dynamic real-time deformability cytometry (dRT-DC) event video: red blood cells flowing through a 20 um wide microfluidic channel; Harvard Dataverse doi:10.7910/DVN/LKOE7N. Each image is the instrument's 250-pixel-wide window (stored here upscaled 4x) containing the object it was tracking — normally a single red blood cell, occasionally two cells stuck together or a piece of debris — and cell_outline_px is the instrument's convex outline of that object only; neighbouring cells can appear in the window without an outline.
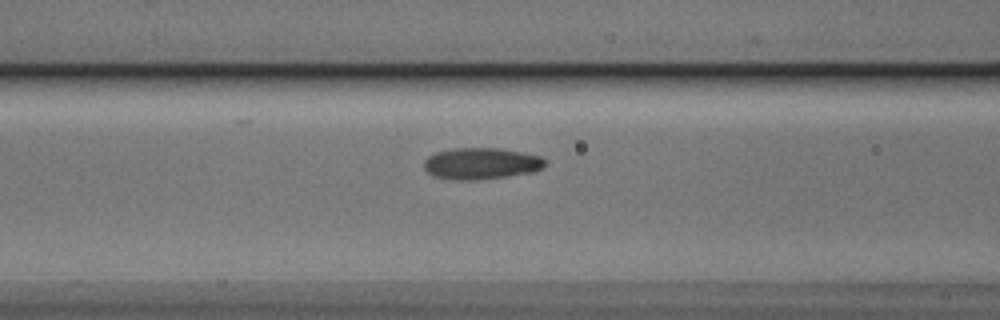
{"species": "Egyptian fruit bat (a non-hibernating species)", "species_latin": "Rousettus aegyptiacus", "temperature_condition": "cold", "stored_images_in_passage": 38, "camera_frame_rate_fps": 3000, "um_per_image_px": 0.085, "animal": {"sex": "male"}, "frame": {"image": 1, "passage_image": 9, "time_ms": 2.667, "image_size_px": [1000, 320], "cell_outline_px": [[548, 164], [532, 172], [508, 176], [476, 180], [456, 180], [436, 176], [428, 172], [424, 168], [424, 160], [428, 156], [436, 152], [452, 148], [496, 148], [520, 152], [540, 156]], "centroid_in_image_um": [40.88, 13.9], "position_along_channel_um": 125.7, "area_um2": 22.08}}
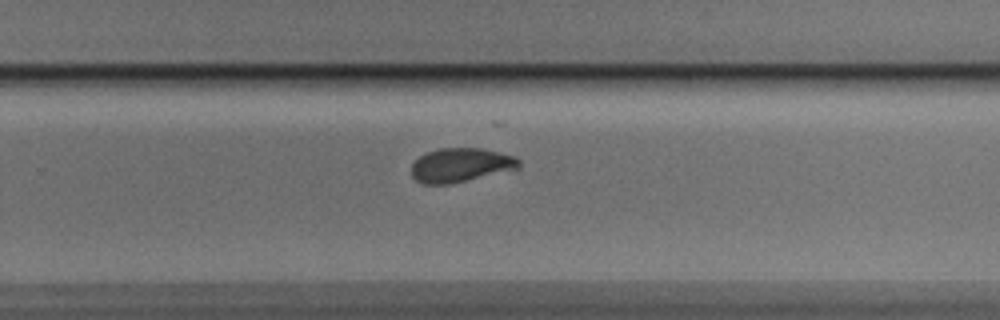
{"frame": {"image": 2, "passage_image": 22, "time_ms": 7.0, "image_size_px": [1000, 320], "cell_outline_px": [[520, 168], [448, 184], [424, 184], [416, 180], [412, 176], [412, 164], [420, 156], [428, 152], [440, 148], [480, 148], [516, 156], [520, 160]], "centroid_in_image_um": [39.17, 14.02], "position_along_channel_um": 290.6, "area_um2": 21.1}}
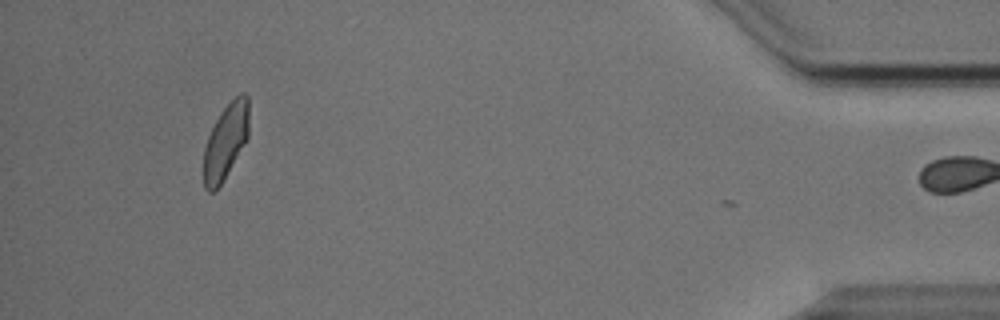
{"frame": {"image": 3, "passage_image": 37, "time_ms": 12.0, "image_size_px": [1000, 320], "cell_outline_px": [[248, 136], [224, 180], [212, 192], [208, 192], [204, 188], [204, 148], [208, 136], [220, 112], [240, 92], [244, 92], [248, 96]], "centroid_in_image_um": [19.18, 12.01], "position_along_channel_um": 416.0, "area_um2": 19.59}, "authors_computed_cell_mechanics": {"area_um2": 21.4438, "velocity_mm_per_s": 3.8194, "shape_relaxation_time_tau1_ms": 7.8142, "shape_relaxation_time_tau2_ms": 0.7947, "deformation_change_tau1": 0.1601, "deformation_change_tau2": 0.0445}}